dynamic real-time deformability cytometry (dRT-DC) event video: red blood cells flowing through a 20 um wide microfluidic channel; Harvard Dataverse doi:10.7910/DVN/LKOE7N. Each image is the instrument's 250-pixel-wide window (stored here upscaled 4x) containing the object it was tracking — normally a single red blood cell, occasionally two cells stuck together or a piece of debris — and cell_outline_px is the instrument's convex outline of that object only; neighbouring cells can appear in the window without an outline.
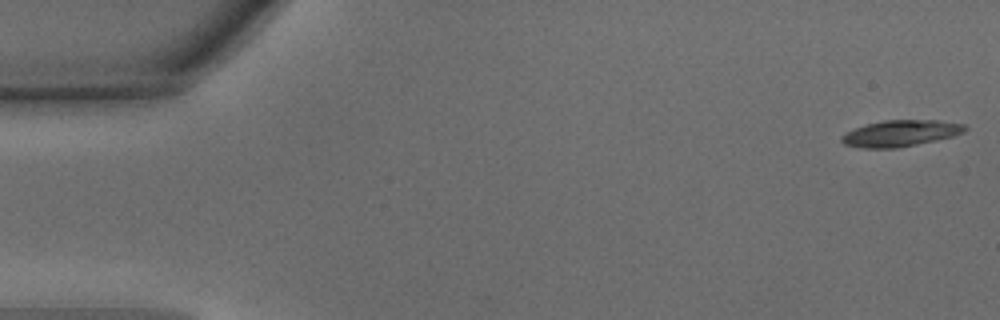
{"species": "common noctule bat (a hibernating species)", "species_latin": "Nyctalus noctula", "temperature_condition": "warm", "stored_images_in_passage": 46, "camera_frame_rate_fps": 3000, "um_per_image_px": 0.085, "animal": {"sex": "male", "body_mass_g": 15.6}, "frame": {"image": 1, "passage_image": 1, "time_ms": 0.0, "image_size_px": [1000, 320], "cell_outline_px": [[968, 128], [964, 132], [952, 136], [936, 140], [896, 148], [864, 148], [844, 144], [840, 140], [840, 136], [856, 128], [868, 124], [884, 120], [936, 120], [964, 124]], "centroid_in_image_um": [76.55, 11.33], "position_along_channel_um": 8.4, "area_um2": 18.67}}
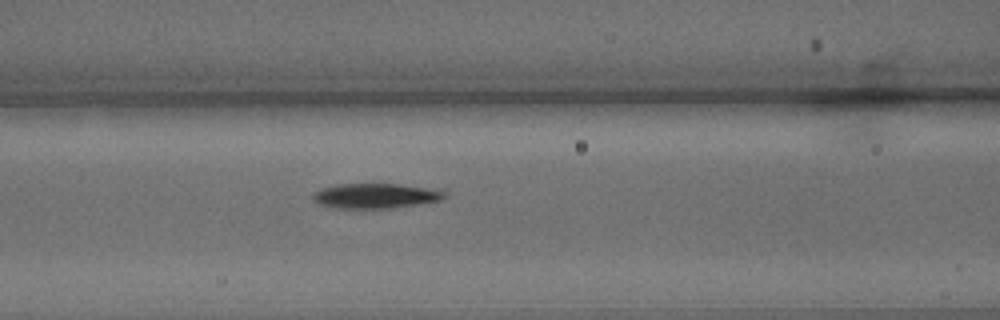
{"frame": {"image": 2, "passage_image": 19, "time_ms": 6.0, "image_size_px": [1000, 320], "cell_outline_px": [[448, 196], [440, 200], [392, 208], [336, 208], [320, 204], [312, 196], [316, 192], [324, 188], [340, 184], [400, 184], [444, 188], [448, 192]], "centroid_in_image_um": [32.09, 16.63], "position_along_channel_um": 134.5, "area_um2": 19.25}}
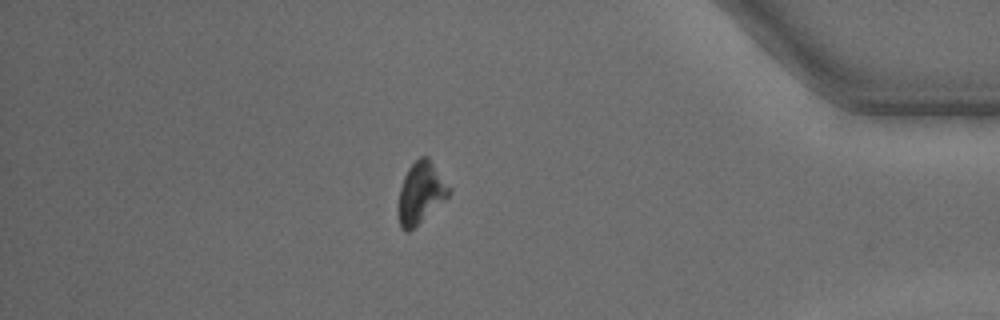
{"frame": {"image": 3, "passage_image": 40, "time_ms": 13.0, "image_size_px": [1000, 320], "cell_outline_px": [[452, 188], [448, 196], [444, 200], [408, 232], [404, 232], [400, 228], [396, 212], [400, 188], [404, 176], [408, 168], [420, 156], [428, 156]], "centroid_in_image_um": [35.74, 16.39], "position_along_channel_um": 399.5, "area_um2": 18.26}, "authors_computed_cell_mechanics": {"area_um2": 19.2474, "velocity_mm_per_s": 4.3236, "shape_relaxation_time_tau1_ms": 4.0644, "shape_relaxation_time_tau2_ms": 6.0414, "deformation_change_tau1": 0.1824, "deformation_change_tau2": 0.1812}}